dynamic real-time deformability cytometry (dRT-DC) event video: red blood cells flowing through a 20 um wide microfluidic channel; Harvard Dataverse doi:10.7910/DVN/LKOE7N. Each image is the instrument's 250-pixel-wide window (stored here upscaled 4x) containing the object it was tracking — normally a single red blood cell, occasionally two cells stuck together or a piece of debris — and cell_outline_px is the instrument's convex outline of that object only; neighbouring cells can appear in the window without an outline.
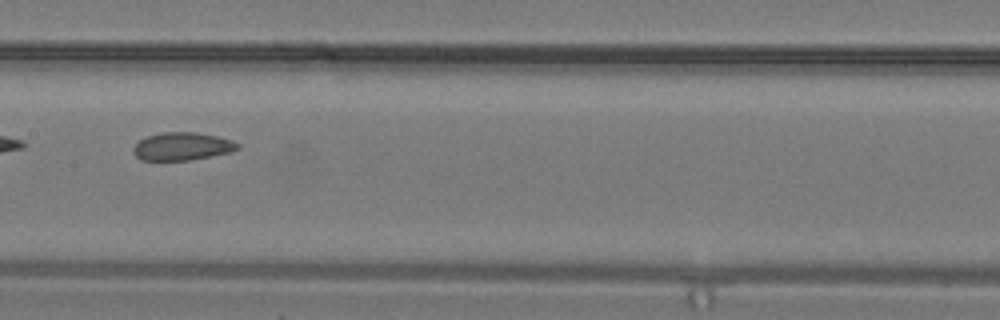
{"species": "common noctule bat (a hibernating species)", "species_latin": "Nyctalus noctula", "temperature_condition": "warm", "stored_images_in_passage": 21, "camera_frame_rate_fps": 3000, "um_per_image_px": 0.085, "animal": {"sex": "male", "body_mass_g": 19.2, "forearm_length_mm": 51.8}, "frame": {"image": 1, "passage_image": 16, "time_ms": 5.0, "image_size_px": [1000, 320], "cell_outline_px": [[240, 148], [232, 152], [192, 160], [140, 160], [132, 152], [132, 148], [140, 140], [148, 136], [164, 132], [196, 132], [216, 136], [232, 140], [240, 144]], "centroid_in_image_um": [15.51, 12.45], "position_along_channel_um": 191.9, "area_um2": 17.05}}
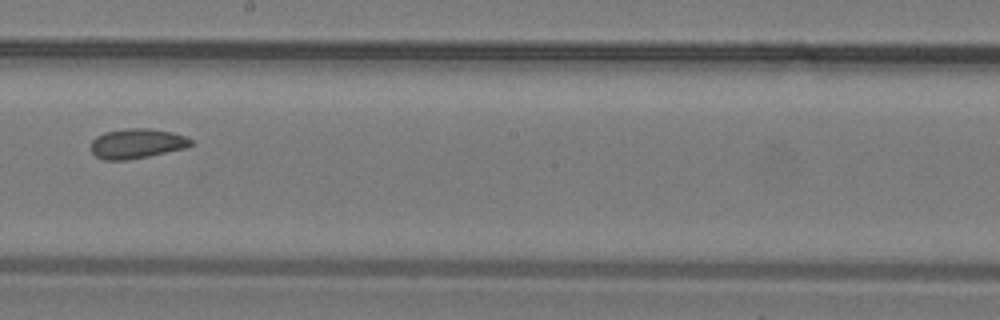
{"frame": {"image": 2, "passage_image": 18, "time_ms": 5.667, "image_size_px": [1000, 320], "cell_outline_px": [[192, 144], [184, 148], [148, 156], [128, 160], [104, 160], [96, 156], [88, 148], [92, 140], [96, 136], [104, 132], [124, 128], [148, 128], [172, 132], [184, 136], [192, 140]], "centroid_in_image_um": [11.56, 12.19], "position_along_channel_um": 236.6, "area_um2": 17.46}}